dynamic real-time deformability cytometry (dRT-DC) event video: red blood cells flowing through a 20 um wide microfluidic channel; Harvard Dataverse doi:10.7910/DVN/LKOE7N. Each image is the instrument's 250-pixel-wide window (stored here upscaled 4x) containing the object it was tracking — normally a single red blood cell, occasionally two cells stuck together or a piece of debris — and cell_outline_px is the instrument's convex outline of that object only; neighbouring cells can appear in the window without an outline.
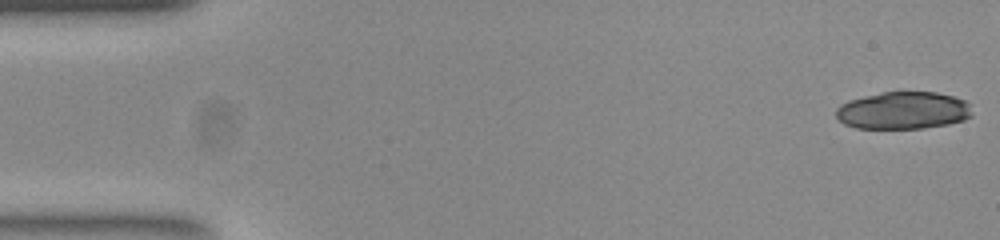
{"species": "common noctule bat (a hibernating species)", "species_latin": "Nyctalus noctula", "temperature_condition": "room temperature", "stored_images_in_passage": 39, "camera_frame_rate_fps": 3000, "um_per_image_px": 0.085, "animal": {"sex": "female", "body_mass_g": 23.0, "forearm_length_mm": 53.4}, "frame": {"image": 1, "passage_image": 1, "time_ms": 0.0, "image_size_px": [1000, 240], "cell_outline_px": [[972, 116], [964, 120], [948, 124], [924, 128], [856, 128], [844, 124], [836, 116], [836, 108], [840, 104], [848, 100], [864, 96], [884, 92], [936, 92], [952, 96], [964, 100], [968, 104]], "centroid_in_image_um": [76.75, 9.39], "position_along_channel_um": 8.3, "area_um2": 29.59}}
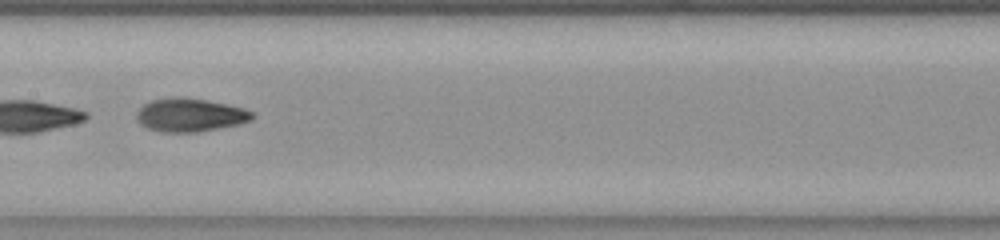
{"frame": {"image": 2, "passage_image": 26, "time_ms": 8.333, "image_size_px": [1000, 240], "cell_outline_px": [[252, 116], [248, 120], [236, 124], [196, 132], [160, 132], [148, 128], [136, 116], [136, 112], [144, 104], [152, 100], [176, 96], [184, 96], [244, 108], [252, 112]], "centroid_in_image_um": [16.1, 9.76], "position_along_channel_um": 191.3, "area_um2": 21.91}}